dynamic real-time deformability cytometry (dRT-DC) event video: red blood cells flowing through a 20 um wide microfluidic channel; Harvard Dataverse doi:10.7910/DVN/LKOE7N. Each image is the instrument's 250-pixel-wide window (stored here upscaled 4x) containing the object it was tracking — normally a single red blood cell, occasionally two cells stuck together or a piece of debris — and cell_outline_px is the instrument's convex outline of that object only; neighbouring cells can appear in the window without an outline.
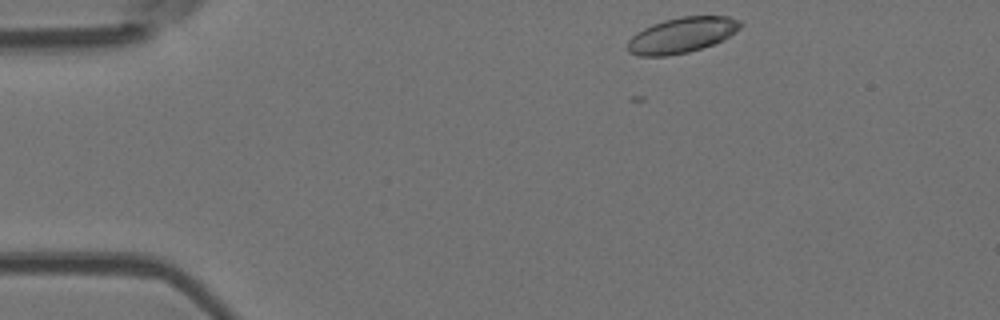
{"species": "Egyptian fruit bat (a non-hibernating species)", "species_latin": "Rousettus aegyptiacus", "temperature_condition": "room temperature", "stored_images_in_passage": 7, "camera_frame_rate_fps": 3000, "um_per_image_px": 0.085, "animal": {"sex": "female"}, "frame": {"image": 1, "passage_image": 1, "time_ms": 0.0, "image_size_px": [1000, 320], "cell_outline_px": [[744, 24], [740, 28], [716, 44], [688, 52], [668, 56], [640, 56], [628, 52], [628, 40], [636, 32], [652, 24], [664, 20], [680, 16], [728, 16], [740, 20]], "centroid_in_image_um": [57.96, 2.98], "position_along_channel_um": 27.0, "area_um2": 23.47}}